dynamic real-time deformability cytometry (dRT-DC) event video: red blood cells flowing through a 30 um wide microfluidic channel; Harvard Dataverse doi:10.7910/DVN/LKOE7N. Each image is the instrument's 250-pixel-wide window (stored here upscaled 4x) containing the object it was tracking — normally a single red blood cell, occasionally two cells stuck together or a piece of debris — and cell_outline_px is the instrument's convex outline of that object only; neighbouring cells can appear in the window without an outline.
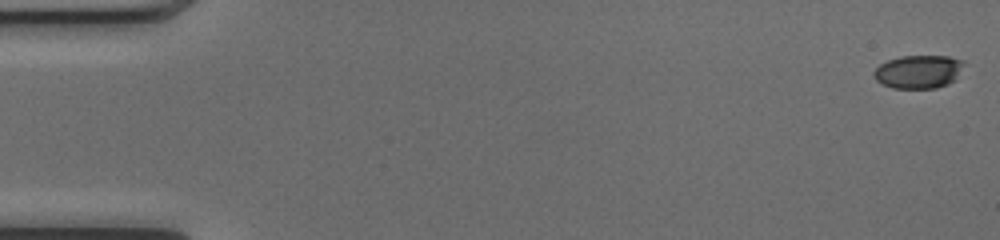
{"species": "common noctule bat (a hibernating species)", "species_latin": "Nyctalus noctula", "temperature_condition": "cold", "stored_images_in_passage": 15, "camera_frame_rate_fps": 3000, "um_per_image_px": 0.085, "animal": {"sex": "female", "body_mass_g": 17.0, "forearm_length_mm": 48.0}, "frame": {"image": 1, "passage_image": 1, "time_ms": 0.0, "image_size_px": [1000, 240], "cell_outline_px": [[964, 64], [956, 80], [948, 84], [936, 88], [892, 88], [876, 80], [872, 76], [872, 72], [880, 64], [888, 60], [900, 56], [948, 56], [964, 60]], "centroid_in_image_um": [78.08, 6.09], "position_along_channel_um": 6.9, "area_um2": 17.63}}
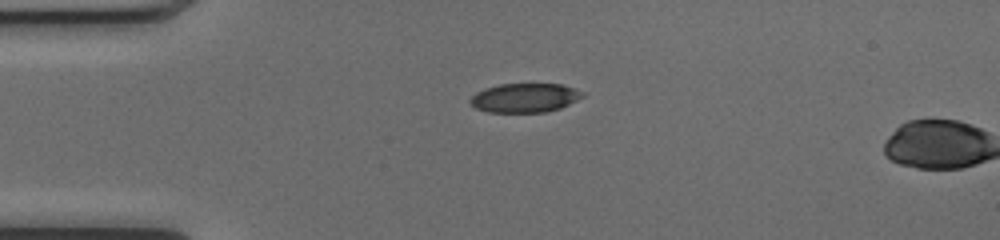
{"frame": {"image": 2, "passage_image": 13, "time_ms": 4.0, "image_size_px": [1000, 240], "cell_outline_px": [[584, 96], [560, 108], [544, 112], [488, 112], [476, 108], [468, 100], [476, 92], [484, 88], [500, 84], [560, 84], [584, 92]], "centroid_in_image_um": [44.58, 8.31], "position_along_channel_um": 40.4, "area_um2": 18.9}}